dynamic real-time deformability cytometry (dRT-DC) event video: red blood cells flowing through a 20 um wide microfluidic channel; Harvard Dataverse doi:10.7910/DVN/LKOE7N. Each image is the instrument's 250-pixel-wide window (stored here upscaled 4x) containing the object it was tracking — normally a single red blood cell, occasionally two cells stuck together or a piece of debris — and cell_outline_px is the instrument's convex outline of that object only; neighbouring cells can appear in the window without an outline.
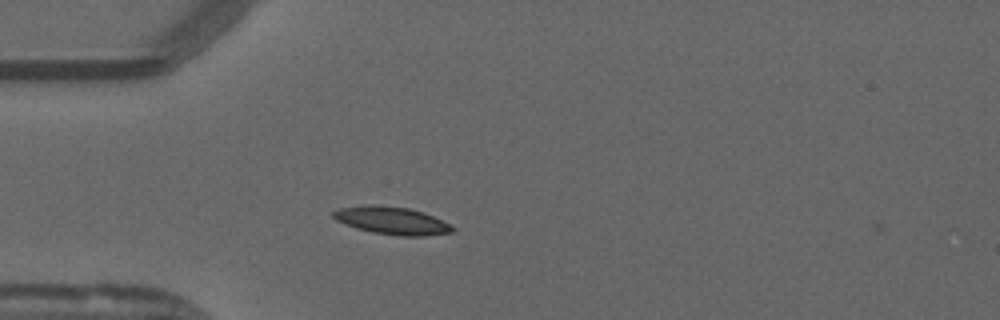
{"species": "common noctule bat (a hibernating species)", "species_latin": "Nyctalus noctula", "temperature_condition": "warm", "stored_images_in_passage": 43, "camera_frame_rate_fps": 3000, "um_per_image_px": 0.085, "animal": {"sex": "male", "forearm_length_mm": 52.5}, "frame": {"image": 1, "passage_image": 3, "time_ms": 0.667, "image_size_px": [1000, 320], "cell_outline_px": [[456, 232], [424, 236], [400, 236], [372, 232], [356, 228], [344, 224], [336, 220], [332, 216], [332, 212], [340, 208], [372, 204], [408, 208], [424, 212], [456, 228]], "centroid_in_image_um": [33.31, 18.76], "position_along_channel_um": 51.7, "area_um2": 19.19}}
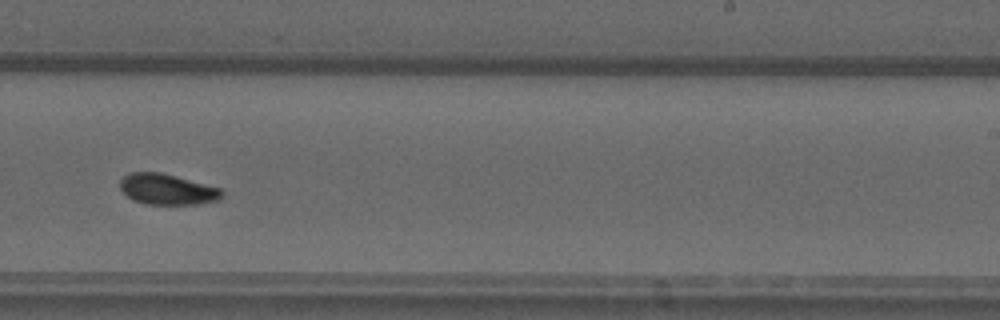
{"frame": {"image": 2, "passage_image": 22, "time_ms": 7.0, "image_size_px": [1000, 320], "cell_outline_px": [[224, 196], [220, 200], [200, 204], [144, 204], [132, 200], [120, 188], [120, 180], [128, 172], [160, 172], [176, 176], [220, 188], [224, 192]], "centroid_in_image_um": [14.23, 16.1], "position_along_channel_um": 274.8, "area_um2": 18.38}}
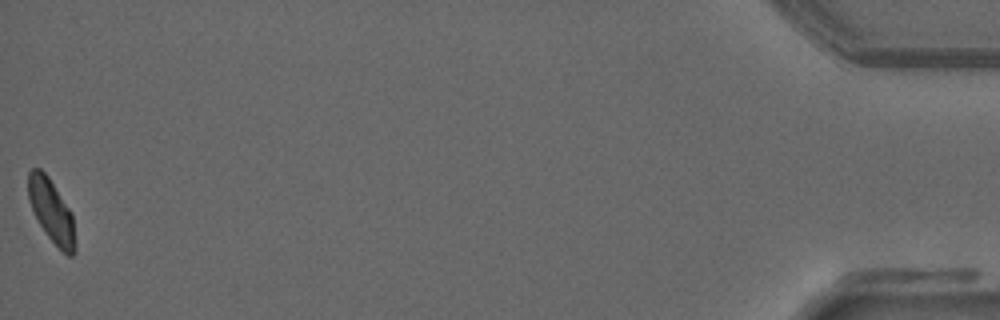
{"frame": {"image": 3, "passage_image": 43, "time_ms": 14.0, "image_size_px": [1000, 320], "cell_outline_px": [[76, 252], [72, 256], [68, 256], [48, 236], [40, 224], [28, 200], [28, 172], [32, 168], [40, 168], [48, 176], [72, 212], [76, 248]], "centroid_in_image_um": [4.38, 17.92], "position_along_channel_um": 430.8, "area_um2": 17.11}, "authors_computed_cell_mechanics": {"area_um2": 18.207, "velocity_mm_per_s": 3.6768, "shape_relaxation_time_tau1_ms": 4.1674, "shape_relaxation_time_tau2_ms": 3.7177, "deformation_change_tau1": 0.1393, "deformation_change_tau2": 0.0835}}